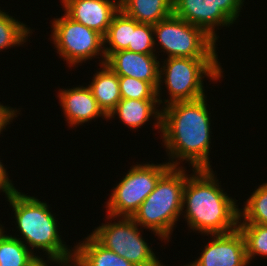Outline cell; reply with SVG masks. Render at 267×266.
Instances as JSON below:
<instances>
[{
    "instance_id": "5b68a950",
    "label": "cell",
    "mask_w": 267,
    "mask_h": 266,
    "mask_svg": "<svg viewBox=\"0 0 267 266\" xmlns=\"http://www.w3.org/2000/svg\"><path fill=\"white\" fill-rule=\"evenodd\" d=\"M218 60L169 57L161 61L157 88L159 104L165 106L176 101H194L205 97L203 79L207 77L217 82L223 78V68ZM161 83H165L170 98L161 100Z\"/></svg>"
},
{
    "instance_id": "8992f818",
    "label": "cell",
    "mask_w": 267,
    "mask_h": 266,
    "mask_svg": "<svg viewBox=\"0 0 267 266\" xmlns=\"http://www.w3.org/2000/svg\"><path fill=\"white\" fill-rule=\"evenodd\" d=\"M153 31L155 46H160L158 50L163 49L167 58L218 59L216 41L203 29L174 14L153 24Z\"/></svg>"
},
{
    "instance_id": "7a4b0ae2",
    "label": "cell",
    "mask_w": 267,
    "mask_h": 266,
    "mask_svg": "<svg viewBox=\"0 0 267 266\" xmlns=\"http://www.w3.org/2000/svg\"><path fill=\"white\" fill-rule=\"evenodd\" d=\"M192 171L182 200V215L189 229L207 236L236 230L240 209L236 199L224 192L212 168Z\"/></svg>"
},
{
    "instance_id": "3957f363",
    "label": "cell",
    "mask_w": 267,
    "mask_h": 266,
    "mask_svg": "<svg viewBox=\"0 0 267 266\" xmlns=\"http://www.w3.org/2000/svg\"><path fill=\"white\" fill-rule=\"evenodd\" d=\"M6 198L13 209L19 235L22 236L17 239L28 245L33 254L35 249H41L44 255L73 260L74 249L66 246L61 239L58 220L46 202L20 191L8 194Z\"/></svg>"
},
{
    "instance_id": "9a60e30c",
    "label": "cell",
    "mask_w": 267,
    "mask_h": 266,
    "mask_svg": "<svg viewBox=\"0 0 267 266\" xmlns=\"http://www.w3.org/2000/svg\"><path fill=\"white\" fill-rule=\"evenodd\" d=\"M158 100L121 99L117 106L108 114L107 120L116 115L128 128L137 129L154 119L155 129L161 132L162 110H158ZM157 106V107H156ZM152 117V118H151Z\"/></svg>"
},
{
    "instance_id": "52a82bcc",
    "label": "cell",
    "mask_w": 267,
    "mask_h": 266,
    "mask_svg": "<svg viewBox=\"0 0 267 266\" xmlns=\"http://www.w3.org/2000/svg\"><path fill=\"white\" fill-rule=\"evenodd\" d=\"M106 219H110L111 222L102 223L90 233L100 245L135 266L164 265L142 237L143 228L140 230L139 225L131 217H118L119 221L113 223L112 220H116V217L108 215Z\"/></svg>"
},
{
    "instance_id": "6da1fadb",
    "label": "cell",
    "mask_w": 267,
    "mask_h": 266,
    "mask_svg": "<svg viewBox=\"0 0 267 266\" xmlns=\"http://www.w3.org/2000/svg\"><path fill=\"white\" fill-rule=\"evenodd\" d=\"M206 98L176 101L160 108L161 138L172 167L185 161L193 169H211V113Z\"/></svg>"
},
{
    "instance_id": "f546056e",
    "label": "cell",
    "mask_w": 267,
    "mask_h": 266,
    "mask_svg": "<svg viewBox=\"0 0 267 266\" xmlns=\"http://www.w3.org/2000/svg\"><path fill=\"white\" fill-rule=\"evenodd\" d=\"M3 228H4L3 225L0 224V231H1Z\"/></svg>"
},
{
    "instance_id": "4316f807",
    "label": "cell",
    "mask_w": 267,
    "mask_h": 266,
    "mask_svg": "<svg viewBox=\"0 0 267 266\" xmlns=\"http://www.w3.org/2000/svg\"><path fill=\"white\" fill-rule=\"evenodd\" d=\"M1 161L2 160H0V192L5 193V196H7L8 194L18 191V189L14 187V183L9 179V174Z\"/></svg>"
},
{
    "instance_id": "5bb4252c",
    "label": "cell",
    "mask_w": 267,
    "mask_h": 266,
    "mask_svg": "<svg viewBox=\"0 0 267 266\" xmlns=\"http://www.w3.org/2000/svg\"><path fill=\"white\" fill-rule=\"evenodd\" d=\"M57 97L69 127H77L101 116L107 119L88 86L59 89Z\"/></svg>"
},
{
    "instance_id": "ba28073f",
    "label": "cell",
    "mask_w": 267,
    "mask_h": 266,
    "mask_svg": "<svg viewBox=\"0 0 267 266\" xmlns=\"http://www.w3.org/2000/svg\"><path fill=\"white\" fill-rule=\"evenodd\" d=\"M172 166L166 163L136 164L113 187L105 207L107 215L132 217L146 197L156 188L159 179Z\"/></svg>"
},
{
    "instance_id": "4fadbf2b",
    "label": "cell",
    "mask_w": 267,
    "mask_h": 266,
    "mask_svg": "<svg viewBox=\"0 0 267 266\" xmlns=\"http://www.w3.org/2000/svg\"><path fill=\"white\" fill-rule=\"evenodd\" d=\"M157 59L156 55L121 50L110 54L104 64L118 76L133 77L149 82L157 90L161 63Z\"/></svg>"
},
{
    "instance_id": "8fae6325",
    "label": "cell",
    "mask_w": 267,
    "mask_h": 266,
    "mask_svg": "<svg viewBox=\"0 0 267 266\" xmlns=\"http://www.w3.org/2000/svg\"><path fill=\"white\" fill-rule=\"evenodd\" d=\"M212 236V237H211ZM212 239L203 248L201 255L184 266H248L245 241L236 230L226 234L210 235Z\"/></svg>"
},
{
    "instance_id": "e0dca14e",
    "label": "cell",
    "mask_w": 267,
    "mask_h": 266,
    "mask_svg": "<svg viewBox=\"0 0 267 266\" xmlns=\"http://www.w3.org/2000/svg\"><path fill=\"white\" fill-rule=\"evenodd\" d=\"M99 66L101 69L93 75L92 82L87 86L99 107L108 116L121 100L119 76L106 64Z\"/></svg>"
},
{
    "instance_id": "d6986e66",
    "label": "cell",
    "mask_w": 267,
    "mask_h": 266,
    "mask_svg": "<svg viewBox=\"0 0 267 266\" xmlns=\"http://www.w3.org/2000/svg\"><path fill=\"white\" fill-rule=\"evenodd\" d=\"M138 24L136 20L126 15L121 9L114 15L109 29L104 36L106 58L114 52L128 49L131 43L132 31L135 30Z\"/></svg>"
},
{
    "instance_id": "d4e9b609",
    "label": "cell",
    "mask_w": 267,
    "mask_h": 266,
    "mask_svg": "<svg viewBox=\"0 0 267 266\" xmlns=\"http://www.w3.org/2000/svg\"><path fill=\"white\" fill-rule=\"evenodd\" d=\"M127 50L135 53L155 55L157 49L154 44L153 25L139 23L135 30L132 31L131 43Z\"/></svg>"
},
{
    "instance_id": "ac0fdd59",
    "label": "cell",
    "mask_w": 267,
    "mask_h": 266,
    "mask_svg": "<svg viewBox=\"0 0 267 266\" xmlns=\"http://www.w3.org/2000/svg\"><path fill=\"white\" fill-rule=\"evenodd\" d=\"M120 9L138 23L156 24L173 14L171 0H120Z\"/></svg>"
},
{
    "instance_id": "83f0119b",
    "label": "cell",
    "mask_w": 267,
    "mask_h": 266,
    "mask_svg": "<svg viewBox=\"0 0 267 266\" xmlns=\"http://www.w3.org/2000/svg\"><path fill=\"white\" fill-rule=\"evenodd\" d=\"M47 257V260H45L43 257H40V256H34L33 259L28 263L27 266H48L47 263L51 264H56L57 263V266H65L69 261L71 260H65V259H60V258H57V257H54V256H46ZM43 258V259H42ZM51 262H50V261Z\"/></svg>"
},
{
    "instance_id": "7c38bea8",
    "label": "cell",
    "mask_w": 267,
    "mask_h": 266,
    "mask_svg": "<svg viewBox=\"0 0 267 266\" xmlns=\"http://www.w3.org/2000/svg\"><path fill=\"white\" fill-rule=\"evenodd\" d=\"M61 3L71 19L103 36L120 10V0H61Z\"/></svg>"
},
{
    "instance_id": "cb8c5ba5",
    "label": "cell",
    "mask_w": 267,
    "mask_h": 266,
    "mask_svg": "<svg viewBox=\"0 0 267 266\" xmlns=\"http://www.w3.org/2000/svg\"><path fill=\"white\" fill-rule=\"evenodd\" d=\"M121 99L158 100L157 90L146 81L119 76Z\"/></svg>"
},
{
    "instance_id": "9c48e42d",
    "label": "cell",
    "mask_w": 267,
    "mask_h": 266,
    "mask_svg": "<svg viewBox=\"0 0 267 266\" xmlns=\"http://www.w3.org/2000/svg\"><path fill=\"white\" fill-rule=\"evenodd\" d=\"M51 29L52 43L57 54L66 61L68 67L101 57L100 64L105 63L104 36L97 31L74 21L66 13L54 18Z\"/></svg>"
},
{
    "instance_id": "2e32d148",
    "label": "cell",
    "mask_w": 267,
    "mask_h": 266,
    "mask_svg": "<svg viewBox=\"0 0 267 266\" xmlns=\"http://www.w3.org/2000/svg\"><path fill=\"white\" fill-rule=\"evenodd\" d=\"M73 260L79 266H135L88 235L75 245Z\"/></svg>"
},
{
    "instance_id": "ffe728a7",
    "label": "cell",
    "mask_w": 267,
    "mask_h": 266,
    "mask_svg": "<svg viewBox=\"0 0 267 266\" xmlns=\"http://www.w3.org/2000/svg\"><path fill=\"white\" fill-rule=\"evenodd\" d=\"M0 231V266H27L33 259L29 248L15 236Z\"/></svg>"
},
{
    "instance_id": "277c9868",
    "label": "cell",
    "mask_w": 267,
    "mask_h": 266,
    "mask_svg": "<svg viewBox=\"0 0 267 266\" xmlns=\"http://www.w3.org/2000/svg\"><path fill=\"white\" fill-rule=\"evenodd\" d=\"M180 165L171 167L158 181L131 217L139 226L149 229L159 239L169 242L171 233L182 214L183 189L188 177Z\"/></svg>"
},
{
    "instance_id": "44dd1931",
    "label": "cell",
    "mask_w": 267,
    "mask_h": 266,
    "mask_svg": "<svg viewBox=\"0 0 267 266\" xmlns=\"http://www.w3.org/2000/svg\"><path fill=\"white\" fill-rule=\"evenodd\" d=\"M0 9V52L23 45L32 31L26 24Z\"/></svg>"
},
{
    "instance_id": "f1b7e54d",
    "label": "cell",
    "mask_w": 267,
    "mask_h": 266,
    "mask_svg": "<svg viewBox=\"0 0 267 266\" xmlns=\"http://www.w3.org/2000/svg\"><path fill=\"white\" fill-rule=\"evenodd\" d=\"M65 266H79V265L74 260H71Z\"/></svg>"
},
{
    "instance_id": "7402d4cb",
    "label": "cell",
    "mask_w": 267,
    "mask_h": 266,
    "mask_svg": "<svg viewBox=\"0 0 267 266\" xmlns=\"http://www.w3.org/2000/svg\"><path fill=\"white\" fill-rule=\"evenodd\" d=\"M251 194L244 202V208L239 209L238 223L267 225V182L259 185Z\"/></svg>"
},
{
    "instance_id": "603a6c76",
    "label": "cell",
    "mask_w": 267,
    "mask_h": 266,
    "mask_svg": "<svg viewBox=\"0 0 267 266\" xmlns=\"http://www.w3.org/2000/svg\"><path fill=\"white\" fill-rule=\"evenodd\" d=\"M238 229L244 237L248 263L256 255L267 258V225L238 223Z\"/></svg>"
},
{
    "instance_id": "484cf974",
    "label": "cell",
    "mask_w": 267,
    "mask_h": 266,
    "mask_svg": "<svg viewBox=\"0 0 267 266\" xmlns=\"http://www.w3.org/2000/svg\"><path fill=\"white\" fill-rule=\"evenodd\" d=\"M15 108H12L10 106H4L0 103V134L5 129L7 125L11 124L13 122L12 120L17 117V114L19 111ZM15 117V118H14Z\"/></svg>"
},
{
    "instance_id": "30bf717a",
    "label": "cell",
    "mask_w": 267,
    "mask_h": 266,
    "mask_svg": "<svg viewBox=\"0 0 267 266\" xmlns=\"http://www.w3.org/2000/svg\"><path fill=\"white\" fill-rule=\"evenodd\" d=\"M245 0H176L173 14L203 29L218 42L217 29L229 27L240 16ZM217 27V28H216ZM216 29V31H215Z\"/></svg>"
}]
</instances>
